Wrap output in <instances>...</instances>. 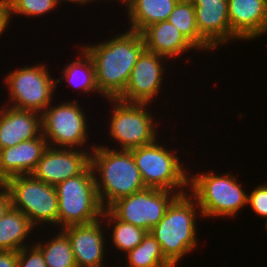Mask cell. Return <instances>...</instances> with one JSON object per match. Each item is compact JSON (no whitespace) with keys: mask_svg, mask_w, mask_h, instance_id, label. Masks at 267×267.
<instances>
[{"mask_svg":"<svg viewBox=\"0 0 267 267\" xmlns=\"http://www.w3.org/2000/svg\"><path fill=\"white\" fill-rule=\"evenodd\" d=\"M163 137L132 149V156L146 187L184 194L189 190V172L192 169H187L190 168L186 166L189 163L180 157L178 151L182 150H178L174 144L168 145L169 142L166 143Z\"/></svg>","mask_w":267,"mask_h":267,"instance_id":"obj_6","label":"cell"},{"mask_svg":"<svg viewBox=\"0 0 267 267\" xmlns=\"http://www.w3.org/2000/svg\"><path fill=\"white\" fill-rule=\"evenodd\" d=\"M0 104V149L42 134V114Z\"/></svg>","mask_w":267,"mask_h":267,"instance_id":"obj_18","label":"cell"},{"mask_svg":"<svg viewBox=\"0 0 267 267\" xmlns=\"http://www.w3.org/2000/svg\"><path fill=\"white\" fill-rule=\"evenodd\" d=\"M228 15L231 43H253L267 35V0H228Z\"/></svg>","mask_w":267,"mask_h":267,"instance_id":"obj_15","label":"cell"},{"mask_svg":"<svg viewBox=\"0 0 267 267\" xmlns=\"http://www.w3.org/2000/svg\"><path fill=\"white\" fill-rule=\"evenodd\" d=\"M200 35L215 49L230 43L228 0H193Z\"/></svg>","mask_w":267,"mask_h":267,"instance_id":"obj_17","label":"cell"},{"mask_svg":"<svg viewBox=\"0 0 267 267\" xmlns=\"http://www.w3.org/2000/svg\"><path fill=\"white\" fill-rule=\"evenodd\" d=\"M60 7L58 0H9L10 20H13V17L18 19L20 16L24 19L26 17L43 19L55 10L57 11V8L61 11Z\"/></svg>","mask_w":267,"mask_h":267,"instance_id":"obj_27","label":"cell"},{"mask_svg":"<svg viewBox=\"0 0 267 267\" xmlns=\"http://www.w3.org/2000/svg\"><path fill=\"white\" fill-rule=\"evenodd\" d=\"M55 101L57 100L42 113V135L48 146L92 150L97 143L91 142L94 134L89 131L92 130L89 119L91 116H88L86 104L83 106L79 100L73 98H65L61 102L58 100L57 104Z\"/></svg>","mask_w":267,"mask_h":267,"instance_id":"obj_8","label":"cell"},{"mask_svg":"<svg viewBox=\"0 0 267 267\" xmlns=\"http://www.w3.org/2000/svg\"><path fill=\"white\" fill-rule=\"evenodd\" d=\"M176 192L157 188H145L117 199L107 209L119 220L150 230L164 217Z\"/></svg>","mask_w":267,"mask_h":267,"instance_id":"obj_11","label":"cell"},{"mask_svg":"<svg viewBox=\"0 0 267 267\" xmlns=\"http://www.w3.org/2000/svg\"><path fill=\"white\" fill-rule=\"evenodd\" d=\"M177 2H192L193 0H176Z\"/></svg>","mask_w":267,"mask_h":267,"instance_id":"obj_36","label":"cell"},{"mask_svg":"<svg viewBox=\"0 0 267 267\" xmlns=\"http://www.w3.org/2000/svg\"><path fill=\"white\" fill-rule=\"evenodd\" d=\"M42 231L45 232L44 236L40 237L36 233L34 245L42 252L47 267H77L68 237L57 229H42Z\"/></svg>","mask_w":267,"mask_h":267,"instance_id":"obj_24","label":"cell"},{"mask_svg":"<svg viewBox=\"0 0 267 267\" xmlns=\"http://www.w3.org/2000/svg\"><path fill=\"white\" fill-rule=\"evenodd\" d=\"M105 102L108 106L111 104L108 111L111 116L104 115L109 118L106 123V142L108 138L110 142H100V145L110 149L132 150L153 143L162 135L159 114L155 115L156 111L151 107L154 104L127 103L119 99H105Z\"/></svg>","mask_w":267,"mask_h":267,"instance_id":"obj_5","label":"cell"},{"mask_svg":"<svg viewBox=\"0 0 267 267\" xmlns=\"http://www.w3.org/2000/svg\"><path fill=\"white\" fill-rule=\"evenodd\" d=\"M47 147V140L41 134L18 145L0 149V183L16 175L32 174Z\"/></svg>","mask_w":267,"mask_h":267,"instance_id":"obj_19","label":"cell"},{"mask_svg":"<svg viewBox=\"0 0 267 267\" xmlns=\"http://www.w3.org/2000/svg\"><path fill=\"white\" fill-rule=\"evenodd\" d=\"M12 207V198L10 191L4 185V183H0V220L4 217V215L8 212V210Z\"/></svg>","mask_w":267,"mask_h":267,"instance_id":"obj_31","label":"cell"},{"mask_svg":"<svg viewBox=\"0 0 267 267\" xmlns=\"http://www.w3.org/2000/svg\"><path fill=\"white\" fill-rule=\"evenodd\" d=\"M4 185L10 191L12 207L24 213L38 230H58V195L55 186L40 181L32 174L10 177Z\"/></svg>","mask_w":267,"mask_h":267,"instance_id":"obj_10","label":"cell"},{"mask_svg":"<svg viewBox=\"0 0 267 267\" xmlns=\"http://www.w3.org/2000/svg\"><path fill=\"white\" fill-rule=\"evenodd\" d=\"M119 261L123 267H176L164 256L160 244L150 232Z\"/></svg>","mask_w":267,"mask_h":267,"instance_id":"obj_26","label":"cell"},{"mask_svg":"<svg viewBox=\"0 0 267 267\" xmlns=\"http://www.w3.org/2000/svg\"><path fill=\"white\" fill-rule=\"evenodd\" d=\"M91 151L48 146L32 175L46 184L56 186L81 174L90 165Z\"/></svg>","mask_w":267,"mask_h":267,"instance_id":"obj_14","label":"cell"},{"mask_svg":"<svg viewBox=\"0 0 267 267\" xmlns=\"http://www.w3.org/2000/svg\"><path fill=\"white\" fill-rule=\"evenodd\" d=\"M140 33L145 49L168 58L170 65L176 66L173 61L178 63L183 56V61L187 58L186 63L188 65V63H191L190 59L193 58L190 54L192 52H194V55L196 54L197 49L183 36L179 29L167 20L149 25Z\"/></svg>","mask_w":267,"mask_h":267,"instance_id":"obj_16","label":"cell"},{"mask_svg":"<svg viewBox=\"0 0 267 267\" xmlns=\"http://www.w3.org/2000/svg\"><path fill=\"white\" fill-rule=\"evenodd\" d=\"M18 252L0 250V267H17Z\"/></svg>","mask_w":267,"mask_h":267,"instance_id":"obj_32","label":"cell"},{"mask_svg":"<svg viewBox=\"0 0 267 267\" xmlns=\"http://www.w3.org/2000/svg\"><path fill=\"white\" fill-rule=\"evenodd\" d=\"M132 1L133 0H120V5L125 8Z\"/></svg>","mask_w":267,"mask_h":267,"instance_id":"obj_34","label":"cell"},{"mask_svg":"<svg viewBox=\"0 0 267 267\" xmlns=\"http://www.w3.org/2000/svg\"><path fill=\"white\" fill-rule=\"evenodd\" d=\"M33 63L35 60L19 68H9L3 74L1 83L7 89L4 91L8 100L3 99L2 104L42 114L56 98V76L51 75L54 74L51 65L44 63V59Z\"/></svg>","mask_w":267,"mask_h":267,"instance_id":"obj_7","label":"cell"},{"mask_svg":"<svg viewBox=\"0 0 267 267\" xmlns=\"http://www.w3.org/2000/svg\"><path fill=\"white\" fill-rule=\"evenodd\" d=\"M97 42L80 43L95 66L96 85L104 99H118L124 92L137 58L145 49L141 33L119 29Z\"/></svg>","mask_w":267,"mask_h":267,"instance_id":"obj_1","label":"cell"},{"mask_svg":"<svg viewBox=\"0 0 267 267\" xmlns=\"http://www.w3.org/2000/svg\"><path fill=\"white\" fill-rule=\"evenodd\" d=\"M35 233L44 234L24 213L11 207L0 220V250L18 252L24 247L33 245Z\"/></svg>","mask_w":267,"mask_h":267,"instance_id":"obj_21","label":"cell"},{"mask_svg":"<svg viewBox=\"0 0 267 267\" xmlns=\"http://www.w3.org/2000/svg\"><path fill=\"white\" fill-rule=\"evenodd\" d=\"M167 21L179 29L183 36L198 50L197 54L205 53V57L209 52H215V49L199 33L193 2H178Z\"/></svg>","mask_w":267,"mask_h":267,"instance_id":"obj_25","label":"cell"},{"mask_svg":"<svg viewBox=\"0 0 267 267\" xmlns=\"http://www.w3.org/2000/svg\"><path fill=\"white\" fill-rule=\"evenodd\" d=\"M61 231L70 241L77 267H107L106 264L111 263L107 260V229L102 217L88 224L68 226Z\"/></svg>","mask_w":267,"mask_h":267,"instance_id":"obj_13","label":"cell"},{"mask_svg":"<svg viewBox=\"0 0 267 267\" xmlns=\"http://www.w3.org/2000/svg\"><path fill=\"white\" fill-rule=\"evenodd\" d=\"M13 21L10 20L9 15V0H0V38L6 31H10L8 27L11 28Z\"/></svg>","mask_w":267,"mask_h":267,"instance_id":"obj_30","label":"cell"},{"mask_svg":"<svg viewBox=\"0 0 267 267\" xmlns=\"http://www.w3.org/2000/svg\"><path fill=\"white\" fill-rule=\"evenodd\" d=\"M90 165L104 209L119 198L147 188L131 150L110 149L98 142L90 153Z\"/></svg>","mask_w":267,"mask_h":267,"instance_id":"obj_4","label":"cell"},{"mask_svg":"<svg viewBox=\"0 0 267 267\" xmlns=\"http://www.w3.org/2000/svg\"><path fill=\"white\" fill-rule=\"evenodd\" d=\"M220 173L213 169H205L200 173L189 172L188 192L197 201L204 220L237 219L247 209L246 189L249 188L240 182L232 170Z\"/></svg>","mask_w":267,"mask_h":267,"instance_id":"obj_3","label":"cell"},{"mask_svg":"<svg viewBox=\"0 0 267 267\" xmlns=\"http://www.w3.org/2000/svg\"><path fill=\"white\" fill-rule=\"evenodd\" d=\"M17 267H47L42 252L33 244L18 251Z\"/></svg>","mask_w":267,"mask_h":267,"instance_id":"obj_29","label":"cell"},{"mask_svg":"<svg viewBox=\"0 0 267 267\" xmlns=\"http://www.w3.org/2000/svg\"><path fill=\"white\" fill-rule=\"evenodd\" d=\"M100 1H101V2H103V1H104L103 3H104L105 5H106V3H105V2H107V3H109V2H110V3H111V2H113V3H114V2H117V3H119V4H120V0H100Z\"/></svg>","mask_w":267,"mask_h":267,"instance_id":"obj_35","label":"cell"},{"mask_svg":"<svg viewBox=\"0 0 267 267\" xmlns=\"http://www.w3.org/2000/svg\"><path fill=\"white\" fill-rule=\"evenodd\" d=\"M102 219L107 226L108 250L114 248V253L118 254L116 262H119L121 255L123 257L138 246L148 233L143 228L117 219L108 209L103 210Z\"/></svg>","mask_w":267,"mask_h":267,"instance_id":"obj_23","label":"cell"},{"mask_svg":"<svg viewBox=\"0 0 267 267\" xmlns=\"http://www.w3.org/2000/svg\"><path fill=\"white\" fill-rule=\"evenodd\" d=\"M177 3L176 0H133L123 10L127 30L140 33L149 25L167 20Z\"/></svg>","mask_w":267,"mask_h":267,"instance_id":"obj_22","label":"cell"},{"mask_svg":"<svg viewBox=\"0 0 267 267\" xmlns=\"http://www.w3.org/2000/svg\"><path fill=\"white\" fill-rule=\"evenodd\" d=\"M58 1L61 5L70 3L72 6L74 3L76 7L80 5L79 8H83V6L87 8L88 5L92 6L91 4H95V5L99 3L102 4L100 0H58Z\"/></svg>","mask_w":267,"mask_h":267,"instance_id":"obj_33","label":"cell"},{"mask_svg":"<svg viewBox=\"0 0 267 267\" xmlns=\"http://www.w3.org/2000/svg\"><path fill=\"white\" fill-rule=\"evenodd\" d=\"M248 207L252 214L256 213V216H259L260 220L264 218L265 221L267 219V181H261L255 187L252 186V190L250 188L247 199Z\"/></svg>","mask_w":267,"mask_h":267,"instance_id":"obj_28","label":"cell"},{"mask_svg":"<svg viewBox=\"0 0 267 267\" xmlns=\"http://www.w3.org/2000/svg\"><path fill=\"white\" fill-rule=\"evenodd\" d=\"M58 195V230L71 225L88 224L102 217V207L94 173L89 165L78 176L56 186Z\"/></svg>","mask_w":267,"mask_h":267,"instance_id":"obj_9","label":"cell"},{"mask_svg":"<svg viewBox=\"0 0 267 267\" xmlns=\"http://www.w3.org/2000/svg\"><path fill=\"white\" fill-rule=\"evenodd\" d=\"M76 47L78 57L64 64L63 68L60 70V78H56V88L58 89V84L62 85L64 82L65 84H63L64 86L62 87L68 84L67 86H69V88L72 87V89L76 90L77 96L81 93V95L83 94L81 97L87 94L88 95L85 97H88L92 94L97 98L99 95L101 98H104L96 85L95 66L92 58L80 45H76Z\"/></svg>","mask_w":267,"mask_h":267,"instance_id":"obj_20","label":"cell"},{"mask_svg":"<svg viewBox=\"0 0 267 267\" xmlns=\"http://www.w3.org/2000/svg\"><path fill=\"white\" fill-rule=\"evenodd\" d=\"M169 61L164 56L144 49L137 58L123 94L118 99L127 103L159 102L157 97L167 94L162 93V90L166 87V74L171 73L166 72V68H170Z\"/></svg>","mask_w":267,"mask_h":267,"instance_id":"obj_12","label":"cell"},{"mask_svg":"<svg viewBox=\"0 0 267 267\" xmlns=\"http://www.w3.org/2000/svg\"><path fill=\"white\" fill-rule=\"evenodd\" d=\"M263 224H264L265 230L267 231V219L265 220V223Z\"/></svg>","mask_w":267,"mask_h":267,"instance_id":"obj_38","label":"cell"},{"mask_svg":"<svg viewBox=\"0 0 267 267\" xmlns=\"http://www.w3.org/2000/svg\"><path fill=\"white\" fill-rule=\"evenodd\" d=\"M199 218L200 221L203 218L200 207L186 192L170 203L164 217L150 230L164 256L176 267L189 254L197 253L201 242L197 228Z\"/></svg>","mask_w":267,"mask_h":267,"instance_id":"obj_2","label":"cell"},{"mask_svg":"<svg viewBox=\"0 0 267 267\" xmlns=\"http://www.w3.org/2000/svg\"><path fill=\"white\" fill-rule=\"evenodd\" d=\"M116 263H118V264H119V266H118V264H114L115 266L113 265V267H123V266H122V264L120 265V263H119V262H116Z\"/></svg>","mask_w":267,"mask_h":267,"instance_id":"obj_37","label":"cell"}]
</instances>
